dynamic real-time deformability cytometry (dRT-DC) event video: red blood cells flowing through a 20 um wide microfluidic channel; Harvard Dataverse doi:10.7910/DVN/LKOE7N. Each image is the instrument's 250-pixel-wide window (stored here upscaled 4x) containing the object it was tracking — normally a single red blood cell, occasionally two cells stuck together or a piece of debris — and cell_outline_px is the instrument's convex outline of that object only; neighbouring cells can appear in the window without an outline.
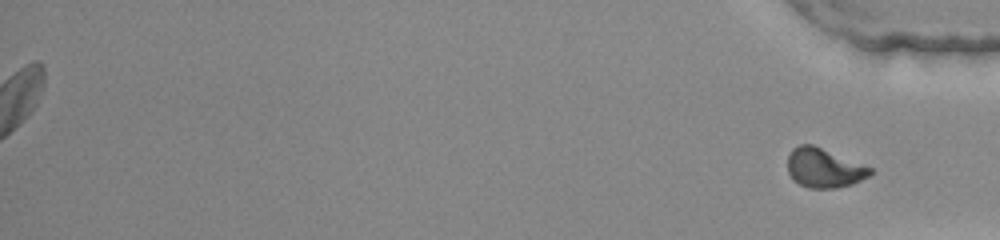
{"species": "common noctule bat (a hibernating species)", "species_latin": "Nyctalus noctula", "temperature_condition": "warm", "stored_images_in_passage": 49, "segment_of_instrument_passage": [2, 2], "camera_frame_rate_fps": 3000, "um_per_image_px": 0.085, "animal": {"sex": "female", "body_mass_g": 22.0, "forearm_length_mm": 56.7}, "frame": {"image": 1, "passage_image": 49, "time_ms": 16.0, "image_size_px": [1000, 240], "cell_outline_px": [[872, 172], [868, 176], [852, 184], [836, 188], [808, 188], [800, 184], [788, 172], [788, 156], [792, 148], [800, 144], [812, 144], [872, 168]], "centroid_in_image_um": [70.03, 14.27], "position_along_channel_um": 365.2, "area_um2": 18.61}}